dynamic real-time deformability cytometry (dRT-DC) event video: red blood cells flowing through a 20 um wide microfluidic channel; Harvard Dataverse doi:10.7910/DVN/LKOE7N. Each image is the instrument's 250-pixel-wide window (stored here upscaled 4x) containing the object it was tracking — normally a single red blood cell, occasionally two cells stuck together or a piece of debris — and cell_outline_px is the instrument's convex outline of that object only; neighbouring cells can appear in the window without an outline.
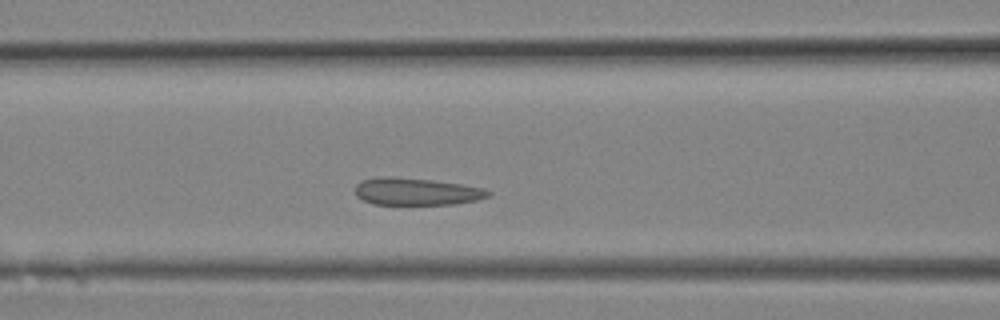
{"species": "Egyptian fruit bat (a non-hibernating species)", "species_latin": "Rousettus aegyptiacus", "temperature_condition": "room temperature", "stored_images_in_passage": 6, "camera_frame_rate_fps": 3000, "um_per_image_px": 0.085, "animal": {"sex": "female"}, "frame": {"image": 1, "passage_image": 6, "time_ms": 1.667, "image_size_px": [1000, 320], "cell_outline_px": [[492, 192], [488, 196], [476, 200], [456, 204], [372, 204], [356, 196], [356, 184], [360, 180], [376, 176], [392, 176], [432, 180], [460, 184], [484, 188]], "centroid_in_image_um": [35.36, 16.27], "position_along_channel_um": 131.2, "area_um2": 21.21}}